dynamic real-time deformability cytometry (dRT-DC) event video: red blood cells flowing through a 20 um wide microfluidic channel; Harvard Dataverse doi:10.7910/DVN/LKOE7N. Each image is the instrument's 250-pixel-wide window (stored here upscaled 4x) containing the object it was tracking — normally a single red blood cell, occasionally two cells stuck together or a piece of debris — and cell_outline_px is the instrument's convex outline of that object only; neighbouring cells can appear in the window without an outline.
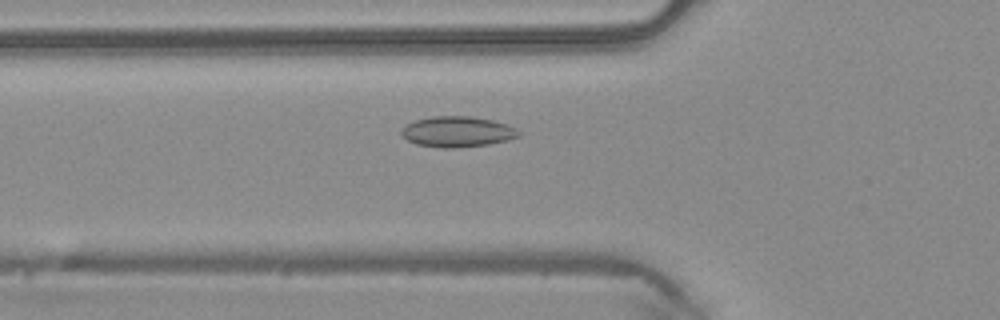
{"species": "common noctule bat (a hibernating species)", "species_latin": "Nyctalus noctula", "temperature_condition": "warm", "stored_images_in_passage": 49, "camera_frame_rate_fps": 3000, "um_per_image_px": 0.085, "animal": {"sex": "male", "body_mass_g": 20.4}, "frame": {"image": 1, "passage_image": 17, "time_ms": 5.333, "image_size_px": [1000, 320], "cell_outline_px": [[524, 132], [520, 136], [508, 140], [488, 144], [456, 148], [440, 148], [416, 144], [408, 140], [400, 132], [400, 128], [416, 120], [432, 116], [468, 116], [492, 120], [508, 124]], "centroid_in_image_um": [38.92, 11.2], "position_along_channel_um": 86.9, "area_um2": 21.1}}
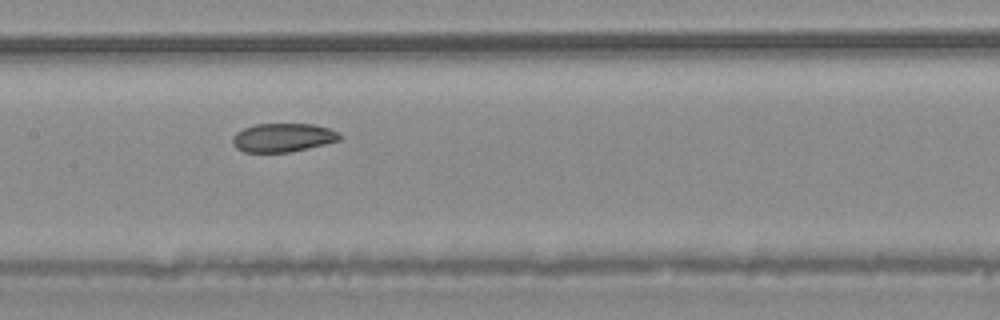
{"frame": {"image": 2, "passage_image": 24, "time_ms": 7.667, "image_size_px": [1000, 320], "cell_outline_px": [[344, 136], [340, 140], [292, 152], [244, 152], [236, 148], [232, 144], [232, 136], [236, 132], [244, 128], [256, 124], [312, 124], [328, 128], [340, 132]], "centroid_in_image_um": [24.05, 11.7], "position_along_channel_um": 183.3, "area_um2": 18.03}}
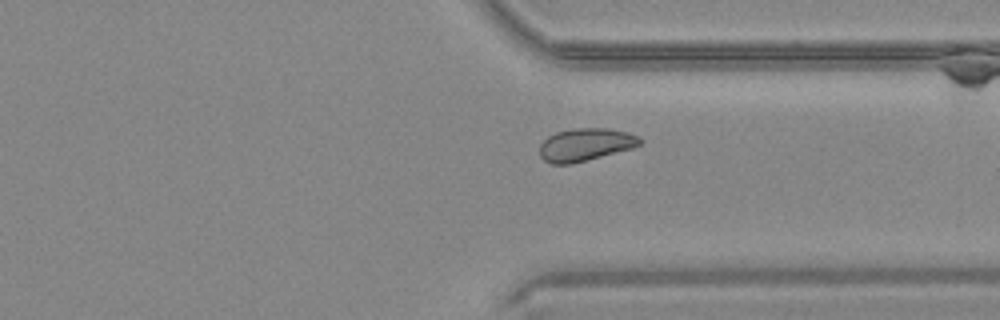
{"frame": {"image": 3, "passage_image": 37, "time_ms": 12.0, "image_size_px": [1000, 320], "cell_outline_px": [[644, 140], [640, 144], [632, 148], [572, 164], [552, 164], [544, 160], [540, 156], [540, 144], [548, 136], [556, 132], [576, 128], [608, 128], [628, 132], [640, 136]], "centroid_in_image_um": [49.78, 12.29], "position_along_channel_um": 361.6, "area_um2": 19.19}, "authors_computed_cell_mechanics": {"area_um2": 20.1722, "velocity_mm_per_s": 4.1103, "shape_relaxation_time_tau1_ms": null, "shape_relaxation_time_tau2_ms": 7.8761, "deformation_change_tau1": null, "deformation_change_tau2": 0.1004}}